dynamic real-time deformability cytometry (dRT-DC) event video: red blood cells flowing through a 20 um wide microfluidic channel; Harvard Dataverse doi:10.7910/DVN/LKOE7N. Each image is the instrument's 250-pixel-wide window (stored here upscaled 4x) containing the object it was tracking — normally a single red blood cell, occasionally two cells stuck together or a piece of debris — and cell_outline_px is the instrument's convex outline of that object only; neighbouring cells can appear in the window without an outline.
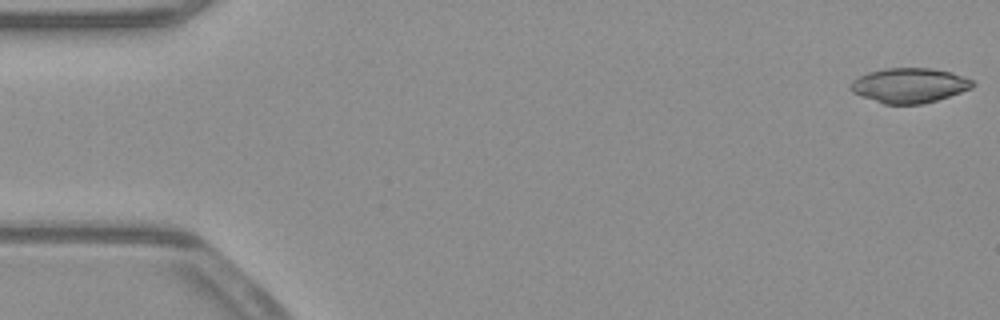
{"species": "common noctule bat (a hibernating species)", "species_latin": "Nyctalus noctula", "temperature_condition": "warm", "stored_images_in_passage": 52, "camera_frame_rate_fps": 3000, "um_per_image_px": 0.085, "animal": {"sex": "male", "body_mass_g": 23.1, "forearm_length_mm": 52.7}, "frame": {"image": 1, "passage_image": 1, "time_ms": 0.0, "image_size_px": [1000, 320], "cell_outline_px": [[976, 84], [972, 88], [924, 104], [884, 104], [860, 96], [852, 92], [848, 88], [848, 84], [852, 80], [868, 72], [884, 68], [928, 68], [952, 72], [972, 80]], "centroid_in_image_um": [77.25, 7.26], "position_along_channel_um": 7.7, "area_um2": 24.85}}
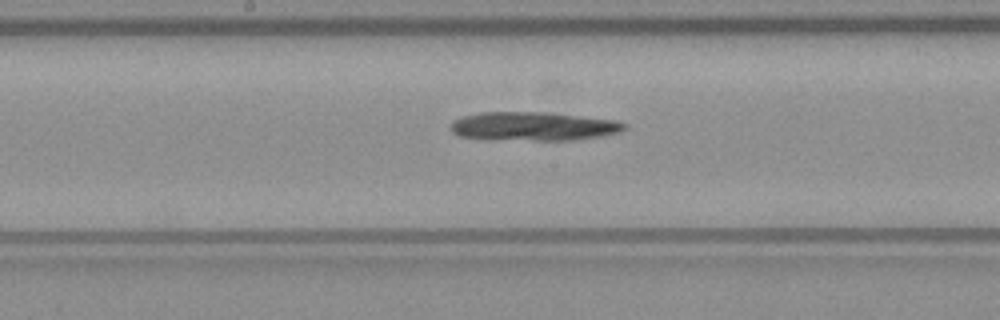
{"frame": {"image": 2, "passage_image": 27, "time_ms": 8.667, "image_size_px": [1000, 320], "cell_outline_px": [[628, 128], [620, 132], [600, 136], [572, 140], [488, 140], [460, 136], [452, 132], [452, 120], [464, 116], [480, 112], [544, 112], [616, 120], [628, 124]], "centroid_in_image_um": [45.34, 10.74], "position_along_channel_um": 202.9, "area_um2": 29.3}}
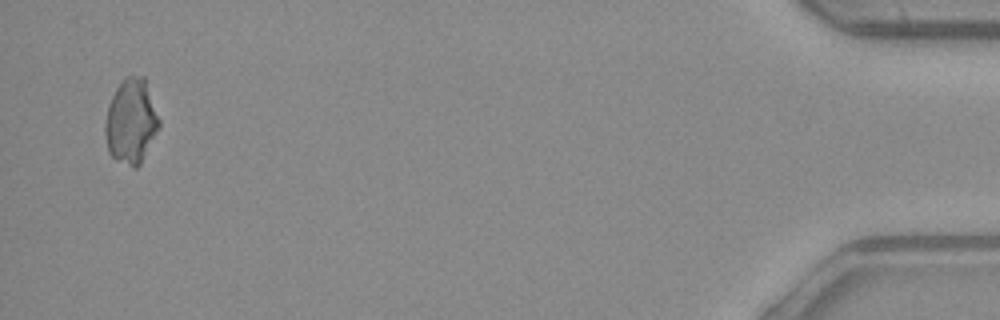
{"frame": {"image": 3, "passage_image": 51, "time_ms": 16.667, "image_size_px": [1000, 320], "cell_outline_px": [[160, 124], [140, 164], [136, 168], [132, 168], [116, 160], [108, 152], [104, 132], [104, 124], [108, 104], [116, 88], [128, 76], [144, 76], [160, 120]], "centroid_in_image_um": [11.12, 10.33], "position_along_channel_um": 424.1, "area_um2": 26.47}}